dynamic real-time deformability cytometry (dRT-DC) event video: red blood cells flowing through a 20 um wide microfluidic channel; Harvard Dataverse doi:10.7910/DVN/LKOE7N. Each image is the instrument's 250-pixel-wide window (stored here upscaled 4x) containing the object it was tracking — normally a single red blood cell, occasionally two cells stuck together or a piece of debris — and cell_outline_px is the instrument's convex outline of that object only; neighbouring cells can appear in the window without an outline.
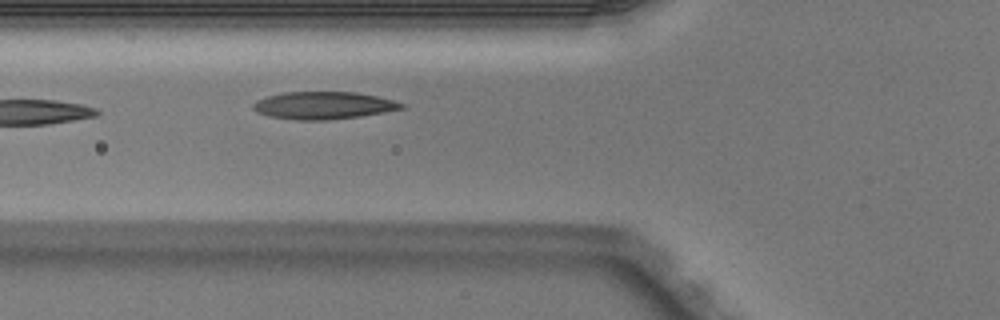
{"species": "Egyptian fruit bat (a non-hibernating species)", "species_latin": "Rousettus aegyptiacus", "temperature_condition": "warm", "stored_images_in_passage": 4, "camera_frame_rate_fps": 3000, "um_per_image_px": 0.085, "animal": {"sex": "male"}, "frame": {"image": 1, "passage_image": 4, "time_ms": 1.0, "image_size_px": [1000, 320], "cell_outline_px": [[408, 104], [404, 108], [384, 112], [360, 116], [328, 120], [296, 120], [268, 116], [256, 112], [252, 108], [252, 104], [256, 100], [268, 96], [284, 92], [356, 92], [376, 96]], "centroid_in_image_um": [27.48, 8.96], "position_along_channel_um": 98.3, "area_um2": 23.81}}